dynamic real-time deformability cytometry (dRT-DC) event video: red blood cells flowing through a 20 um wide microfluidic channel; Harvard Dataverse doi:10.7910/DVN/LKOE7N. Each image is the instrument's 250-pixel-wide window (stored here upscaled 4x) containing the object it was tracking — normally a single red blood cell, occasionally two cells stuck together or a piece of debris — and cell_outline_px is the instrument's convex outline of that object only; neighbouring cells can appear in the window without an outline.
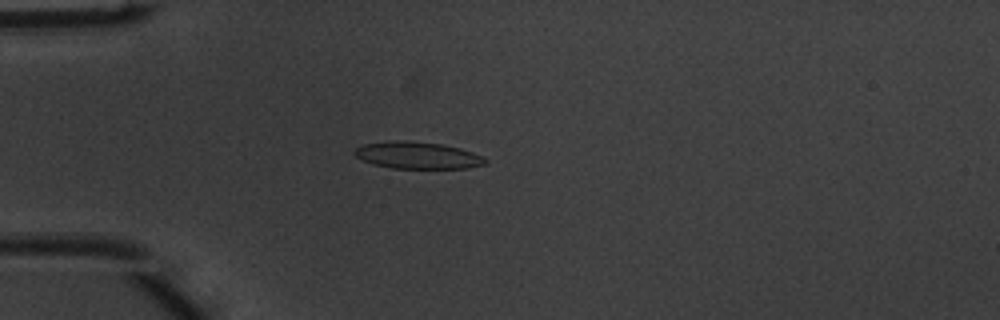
{"species": "common noctule bat (a hibernating species)", "species_latin": "Nyctalus noctula", "temperature_condition": "warm", "stored_images_in_passage": 50, "camera_frame_rate_fps": 3000, "um_per_image_px": 0.085, "animal": {"sex": "male", "body_mass_g": 20.1, "forearm_length_mm": 53.5}, "frame": {"image": 1, "passage_image": 14, "time_ms": 4.333, "image_size_px": [1000, 320], "cell_outline_px": [[488, 160], [484, 164], [468, 168], [392, 168], [372, 164], [356, 156], [352, 152], [356, 148], [364, 144], [388, 140], [412, 140], [440, 144], [460, 148], [484, 156]], "centroid_in_image_um": [35.48, 13.19], "position_along_channel_um": 49.5, "area_um2": 20.63}}
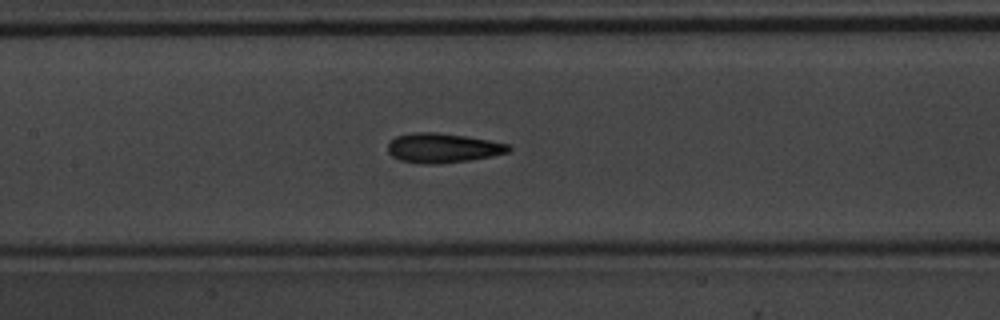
{"frame": {"image": 2, "passage_image": 24, "time_ms": 7.667, "image_size_px": [1000, 320], "cell_outline_px": [[512, 148], [508, 152], [492, 156], [468, 160], [436, 164], [424, 164], [400, 160], [392, 156], [388, 152], [388, 144], [396, 136], [412, 132], [436, 132], [464, 136], [488, 140], [508, 144]], "centroid_in_image_um": [37.61, 12.57], "position_along_channel_um": 169.8, "area_um2": 20.63}}
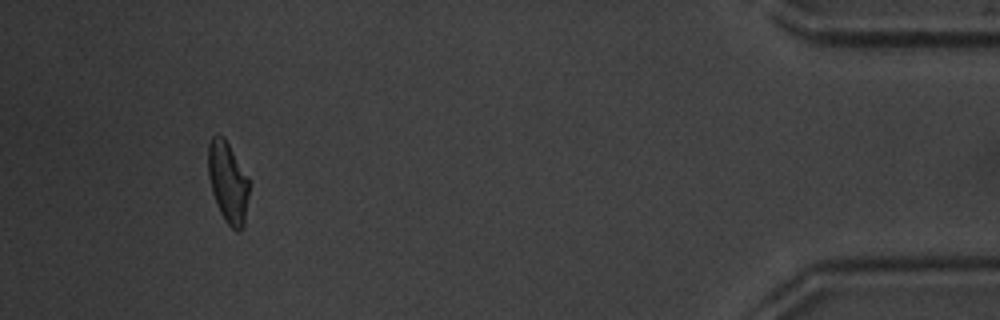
{"frame": {"image": 3, "passage_image": 47, "time_ms": 15.333, "image_size_px": [1000, 320], "cell_outline_px": [[248, 196], [244, 224], [240, 232], [236, 232], [228, 224], [220, 212], [216, 204], [212, 192], [208, 176], [208, 144], [212, 136], [216, 132], [224, 136], [248, 176]], "centroid_in_image_um": [19.36, 15.46], "position_along_channel_um": 415.8, "area_um2": 19.48}, "authors_computed_cell_mechanics": {"area_um2": 20.1144, "velocity_mm_per_s": 4.0352, "shape_relaxation_time_tau1_ms": 4.2082, "shape_relaxation_time_tau2_ms": 2.1751, "deformation_change_tau1": 0.1551, "deformation_change_tau2": 0.1112}}